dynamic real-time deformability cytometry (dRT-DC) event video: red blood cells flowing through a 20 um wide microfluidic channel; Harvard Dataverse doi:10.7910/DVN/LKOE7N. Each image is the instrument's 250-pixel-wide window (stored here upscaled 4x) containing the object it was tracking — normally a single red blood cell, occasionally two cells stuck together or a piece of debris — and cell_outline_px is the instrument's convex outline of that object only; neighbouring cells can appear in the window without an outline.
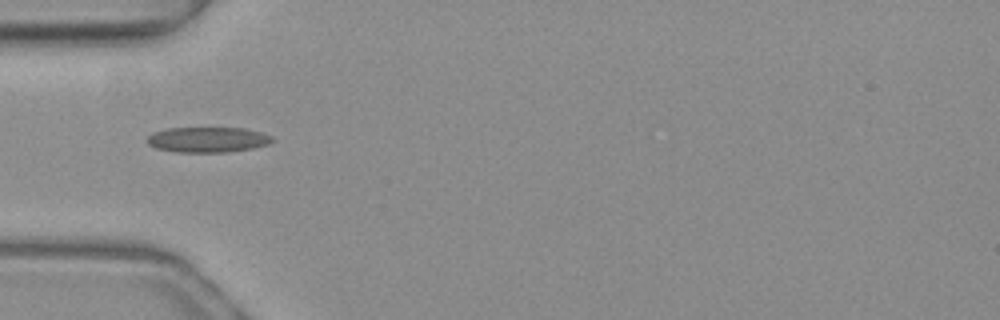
{"species": "common noctule bat (a hibernating species)", "species_latin": "Nyctalus noctula", "temperature_condition": "warm", "stored_images_in_passage": 38, "camera_frame_rate_fps": 3000, "um_per_image_px": 0.085, "animal": {"sex": "female", "body_mass_g": 19.3, "forearm_length_mm": 54.1}, "frame": {"image": 1, "passage_image": 3, "time_ms": 0.667, "image_size_px": [1000, 320], "cell_outline_px": [[276, 140], [268, 144], [252, 148], [228, 152], [176, 152], [156, 148], [148, 144], [144, 140], [152, 132], [168, 128], [244, 128], [260, 132], [272, 136]], "centroid_in_image_um": [17.63, 11.87], "position_along_channel_um": 67.4, "area_um2": 18.61}}
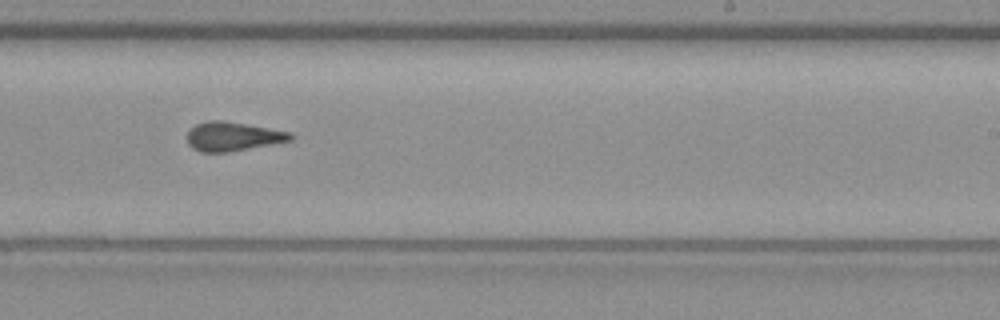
{"frame": {"image": 2, "passage_image": 18, "time_ms": 5.667, "image_size_px": [1000, 320], "cell_outline_px": [[296, 136], [292, 140], [228, 152], [200, 152], [192, 148], [188, 144], [188, 132], [196, 124], [208, 120], [220, 120], [292, 132]], "centroid_in_image_um": [19.8, 11.6], "position_along_channel_um": 269.2, "area_um2": 17.34}}
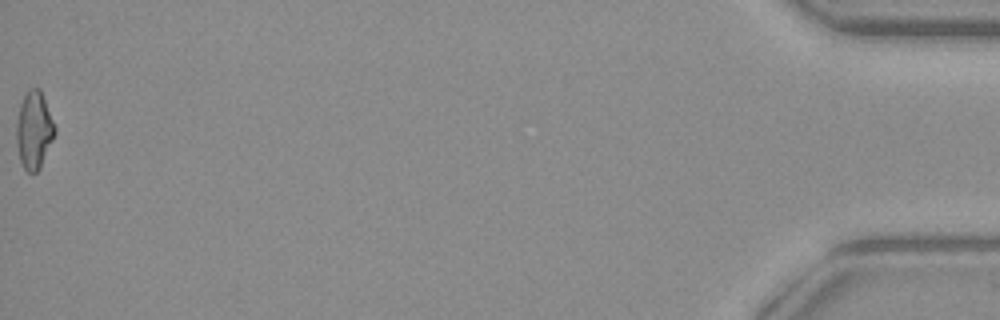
{"frame": {"image": 3, "passage_image": 38, "time_ms": 12.333, "image_size_px": [1000, 320], "cell_outline_px": [[56, 132], [40, 168], [36, 172], [28, 172], [24, 168], [20, 160], [16, 144], [16, 120], [20, 104], [28, 88], [40, 88], [56, 128]], "centroid_in_image_um": [2.88, 11.05], "position_along_channel_um": 432.3, "area_um2": 17.34}, "authors_computed_cell_mechanics": {"area_um2": 17.6001, "velocity_mm_per_s": 4.0281, "shape_relaxation_time_tau1_ms": null, "shape_relaxation_time_tau2_ms": 2.1841, "deformation_change_tau1": null, "deformation_change_tau2": 0.1015}}